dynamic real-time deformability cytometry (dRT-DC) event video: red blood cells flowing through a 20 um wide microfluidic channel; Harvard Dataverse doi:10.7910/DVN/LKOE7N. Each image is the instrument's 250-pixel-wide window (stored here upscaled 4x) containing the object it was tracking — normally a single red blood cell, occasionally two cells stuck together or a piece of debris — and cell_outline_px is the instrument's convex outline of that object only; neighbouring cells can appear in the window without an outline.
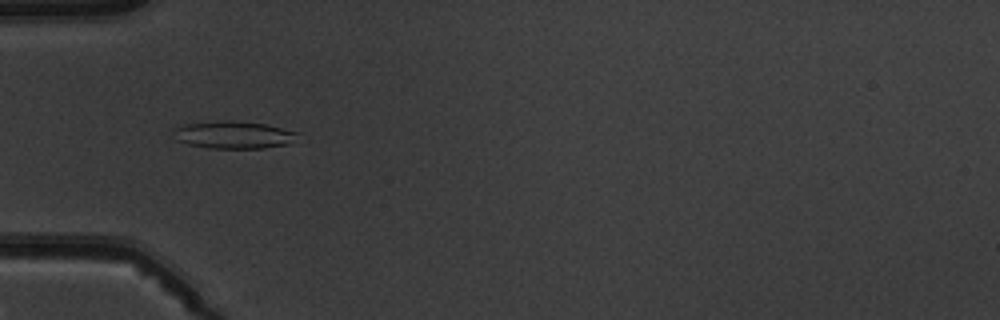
{"species": "common noctule bat (a hibernating species)", "species_latin": "Nyctalus noctula", "temperature_condition": "warm", "stored_images_in_passage": 8, "camera_frame_rate_fps": 3000, "um_per_image_px": 0.085, "animal": {"sex": "male", "body_mass_g": 19.5, "forearm_length_mm": 54.6}, "frame": {"image": 1, "passage_image": 5, "time_ms": 5.0, "image_size_px": [1000, 320], "cell_outline_px": [[300, 132], [288, 144], [264, 148], [208, 148], [188, 144], [176, 140], [176, 128], [184, 124], [220, 120], [232, 120], [264, 124]], "centroid_in_image_um": [19.86, 11.46], "position_along_channel_um": 65.1, "area_um2": 19.65}}
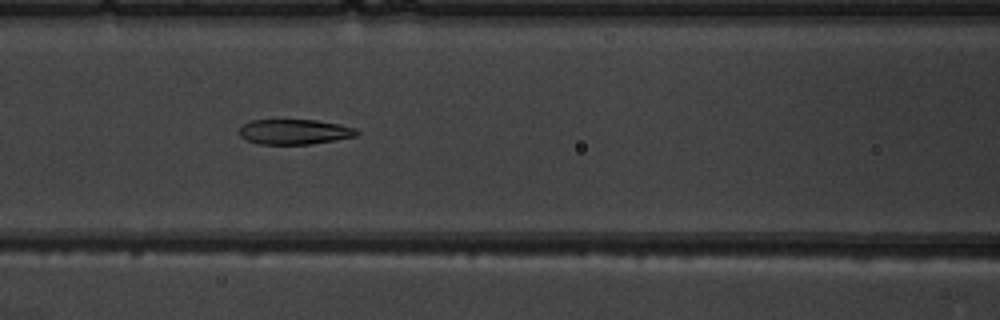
{"frame": {"image": 2, "passage_image": 7, "time_ms": 7.0, "image_size_px": [1000, 320], "cell_outline_px": [[360, 132], [356, 136], [336, 140], [312, 144], [260, 144], [248, 140], [240, 136], [240, 128], [244, 124], [252, 120], [316, 120], [356, 128]], "centroid_in_image_um": [25.05, 11.21], "position_along_channel_um": 141.5, "area_um2": 17.05}}
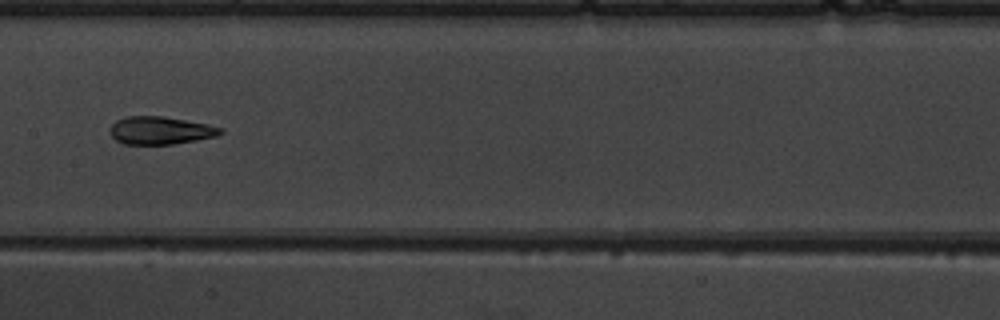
{"frame": {"image": 3, "passage_image": 8, "time_ms": 8.333, "image_size_px": [1000, 320], "cell_outline_px": [[224, 132], [216, 136], [196, 140], [172, 144], [124, 144], [116, 140], [108, 132], [108, 128], [116, 120], [128, 116], [164, 116], [208, 124], [224, 128]], "centroid_in_image_um": [13.62, 11.08], "position_along_channel_um": 193.8, "area_um2": 18.03}}